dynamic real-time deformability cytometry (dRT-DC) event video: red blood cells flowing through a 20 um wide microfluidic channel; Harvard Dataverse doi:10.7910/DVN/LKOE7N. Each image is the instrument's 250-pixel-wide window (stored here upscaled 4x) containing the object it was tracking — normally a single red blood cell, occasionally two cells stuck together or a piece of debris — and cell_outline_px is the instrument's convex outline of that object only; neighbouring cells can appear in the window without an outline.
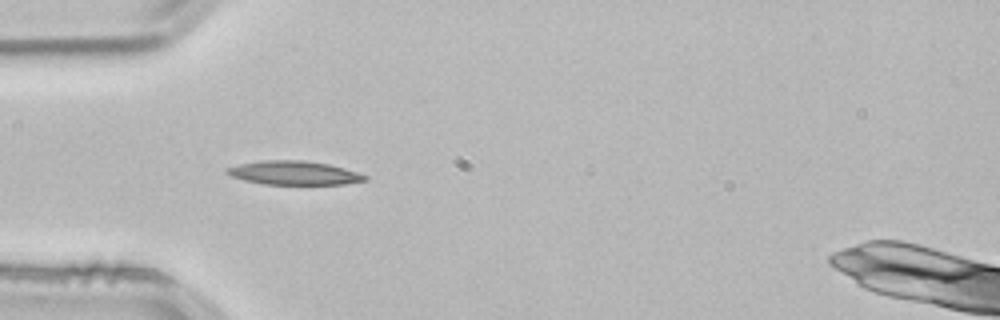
{"species": "common noctule bat (a hibernating species)", "species_latin": "Nyctalus noctula", "temperature_condition": "room temperature", "stored_images_in_passage": 8, "camera_frame_rate_fps": 3000, "um_per_image_px": 0.085, "animal": {"sex": "male", "body_mass_g": 21.5, "forearm_length_mm": 52.0}, "frame": {"image": 1, "passage_image": 4, "time_ms": 1.0, "image_size_px": [1000, 320], "cell_outline_px": [[368, 180], [344, 184], [264, 184], [244, 180], [232, 176], [224, 172], [224, 168], [240, 164], [260, 160], [304, 160], [328, 164], [344, 168], [368, 176]], "centroid_in_image_um": [24.96, 14.69], "position_along_channel_um": 60.0, "area_um2": 19.13}}